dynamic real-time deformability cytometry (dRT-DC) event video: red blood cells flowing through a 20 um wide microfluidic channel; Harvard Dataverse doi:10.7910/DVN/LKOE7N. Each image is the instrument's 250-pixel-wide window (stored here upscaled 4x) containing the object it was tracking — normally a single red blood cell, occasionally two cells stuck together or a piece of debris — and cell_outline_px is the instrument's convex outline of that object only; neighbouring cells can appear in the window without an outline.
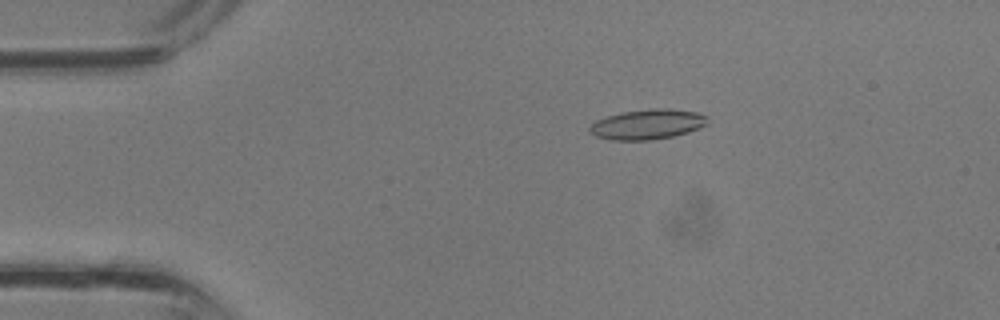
{"species": "common noctule bat (a hibernating species)", "species_latin": "Nyctalus noctula", "temperature_condition": "room temperature", "stored_images_in_passage": 35, "camera_frame_rate_fps": 3000, "um_per_image_px": 0.085, "animal": {"sex": "male", "body_mass_g": 13.3}, "frame": {"image": 1, "passage_image": 6, "time_ms": 1.667, "image_size_px": [1000, 320], "cell_outline_px": [[708, 124], [688, 132], [672, 136], [648, 140], [612, 140], [596, 136], [588, 132], [588, 128], [596, 120], [608, 116], [624, 112], [656, 108], [664, 108], [696, 112], [708, 116]], "centroid_in_image_um": [55.03, 10.57], "position_along_channel_um": 30.0, "area_um2": 20.46}}
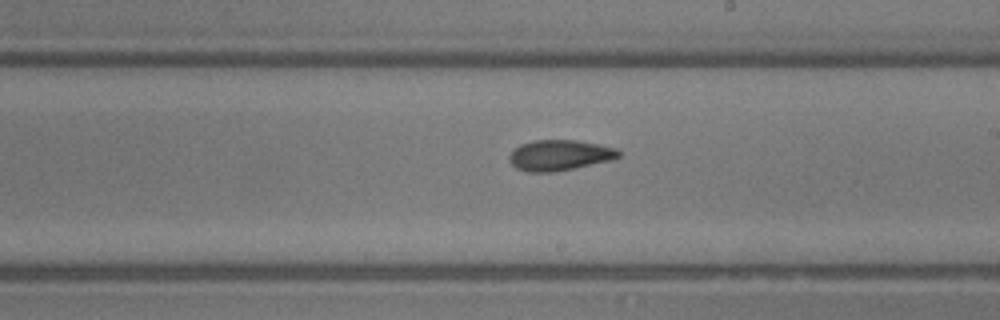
{"frame": {"image": 2, "passage_image": 20, "time_ms": 6.333, "image_size_px": [1000, 320], "cell_outline_px": [[620, 156], [608, 160], [556, 172], [528, 172], [516, 168], [512, 164], [508, 156], [520, 144], [536, 140], [576, 140], [616, 148], [620, 152]], "centroid_in_image_um": [47.53, 13.19], "position_along_channel_um": 241.5, "area_um2": 19.19}}
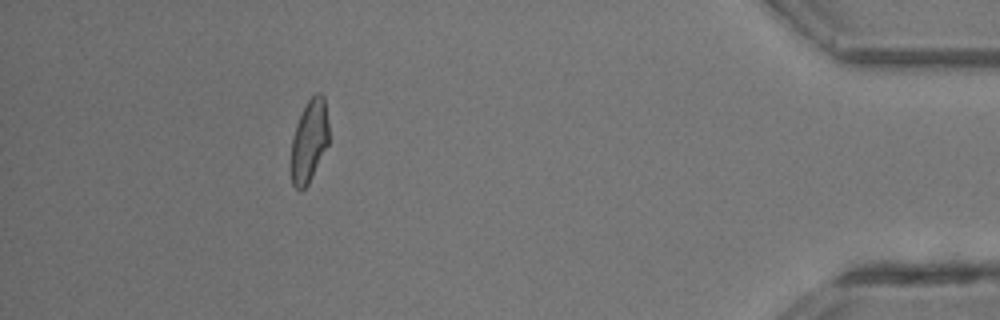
{"frame": {"image": 3, "passage_image": 32, "time_ms": 10.333, "image_size_px": [1000, 320], "cell_outline_px": [[328, 144], [308, 184], [304, 188], [296, 188], [292, 184], [292, 140], [296, 124], [308, 100], [316, 92], [320, 92], [324, 96], [328, 124]], "centroid_in_image_um": [26.3, 11.94], "position_along_channel_um": 408.9, "area_um2": 17.69}}